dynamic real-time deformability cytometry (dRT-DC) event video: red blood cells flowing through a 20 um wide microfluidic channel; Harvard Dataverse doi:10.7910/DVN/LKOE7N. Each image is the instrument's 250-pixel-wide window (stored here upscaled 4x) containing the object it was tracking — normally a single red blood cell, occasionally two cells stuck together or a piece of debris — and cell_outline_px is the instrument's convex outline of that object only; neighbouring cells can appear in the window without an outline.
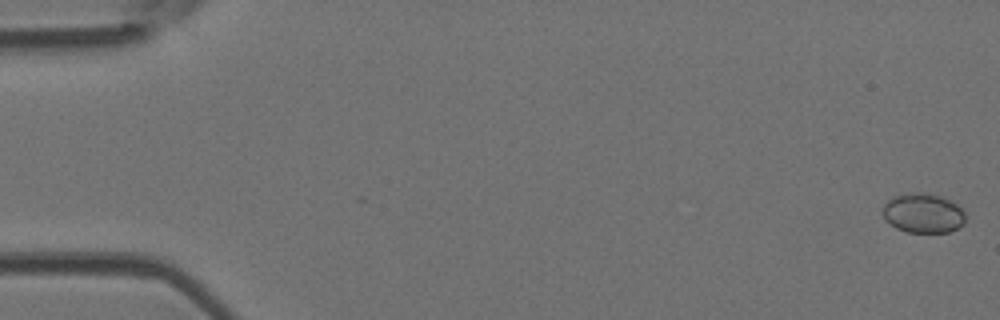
{"species": "Egyptian fruit bat (a non-hibernating species)", "species_latin": "Rousettus aegyptiacus", "temperature_condition": "room temperature", "stored_images_in_passage": 5, "camera_frame_rate_fps": 3000, "um_per_image_px": 0.085, "animal": {"sex": "female"}, "frame": {"image": 1, "passage_image": 1, "time_ms": 0.0, "image_size_px": [1000, 320], "cell_outline_px": [[964, 224], [948, 232], [908, 232], [896, 228], [884, 220], [884, 204], [892, 196], [912, 192], [924, 192], [940, 196], [956, 204], [964, 212]], "centroid_in_image_um": [78.44, 18.11], "position_along_channel_um": 6.6, "area_um2": 18.96}}